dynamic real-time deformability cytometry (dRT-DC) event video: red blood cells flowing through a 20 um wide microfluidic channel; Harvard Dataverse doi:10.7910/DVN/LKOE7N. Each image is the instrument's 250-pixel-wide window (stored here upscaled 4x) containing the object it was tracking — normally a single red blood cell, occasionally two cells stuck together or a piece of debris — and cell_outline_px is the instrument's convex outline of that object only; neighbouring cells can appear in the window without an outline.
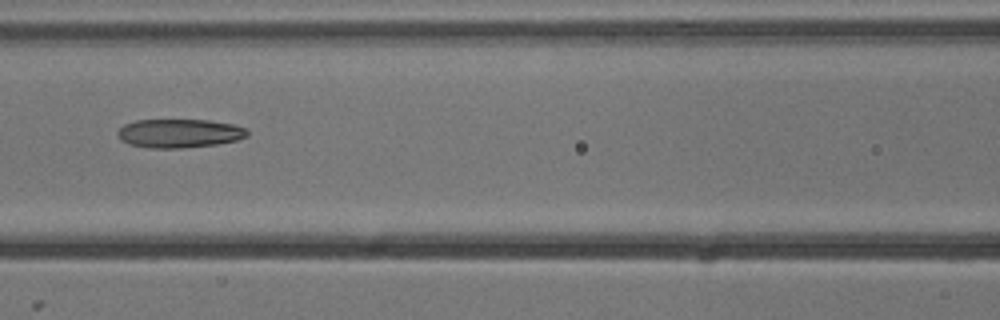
{"species": "common noctule bat (a hibernating species)", "species_latin": "Nyctalus noctula", "temperature_condition": "cold", "stored_images_in_passage": 7, "camera_frame_rate_fps": 3000, "um_per_image_px": 0.085, "animal": {"sex": "male", "body_mass_g": 13.3}, "frame": {"image": 1, "passage_image": 7, "time_ms": 2.0, "image_size_px": [1000, 320], "cell_outline_px": [[248, 136], [236, 140], [216, 144], [180, 148], [152, 148], [128, 144], [120, 140], [116, 132], [124, 124], [136, 120], [208, 120], [232, 124], [244, 128], [248, 132]], "centroid_in_image_um": [15.2, 11.33], "position_along_channel_um": 151.4, "area_um2": 21.62}}